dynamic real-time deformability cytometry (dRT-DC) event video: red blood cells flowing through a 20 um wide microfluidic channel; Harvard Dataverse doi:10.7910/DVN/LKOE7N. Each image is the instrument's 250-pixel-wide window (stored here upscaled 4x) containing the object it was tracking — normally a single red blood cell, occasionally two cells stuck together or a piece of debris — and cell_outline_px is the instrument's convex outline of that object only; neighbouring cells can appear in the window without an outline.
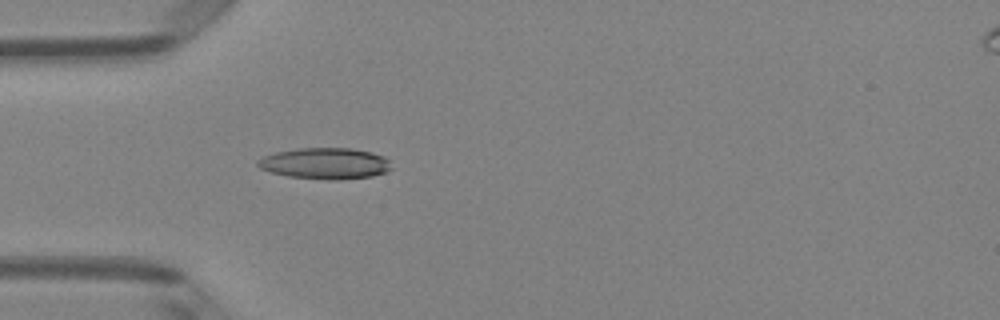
{"species": "Egyptian fruit bat (a non-hibernating species)", "species_latin": "Rousettus aegyptiacus", "temperature_condition": "room temperature", "stored_images_in_passage": 27, "camera_frame_rate_fps": 3000, "um_per_image_px": 0.085, "animal": {"sex": "female"}, "frame": {"image": 1, "passage_image": 6, "time_ms": 1.667, "image_size_px": [1000, 320], "cell_outline_px": [[392, 168], [388, 172], [372, 176], [336, 180], [288, 176], [272, 172], [260, 168], [256, 164], [256, 160], [264, 156], [276, 152], [296, 148], [352, 148], [372, 152], [384, 156], [388, 160]], "centroid_in_image_um": [27.66, 13.88], "position_along_channel_um": 57.3, "area_um2": 24.33}}
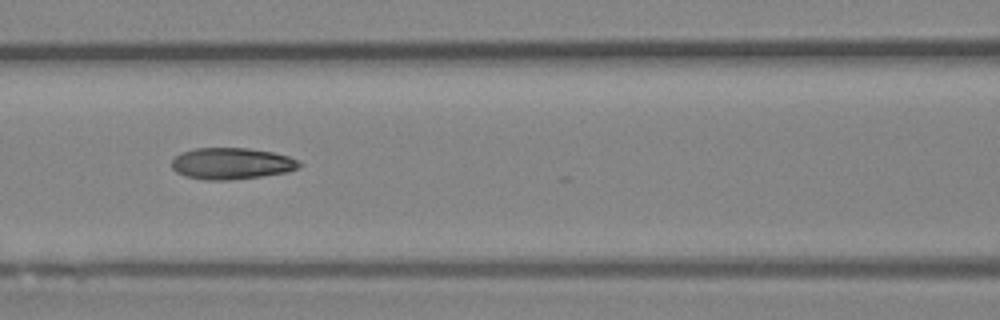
{"frame": {"image": 2, "passage_image": 13, "time_ms": 4.0, "image_size_px": [1000, 320], "cell_outline_px": [[304, 164], [300, 168], [288, 172], [260, 176], [228, 180], [208, 180], [184, 176], [176, 172], [172, 168], [172, 160], [180, 152], [196, 148], [248, 148], [272, 152], [288, 156]], "centroid_in_image_um": [19.69, 13.9], "position_along_channel_um": 146.9, "area_um2": 23.47}}
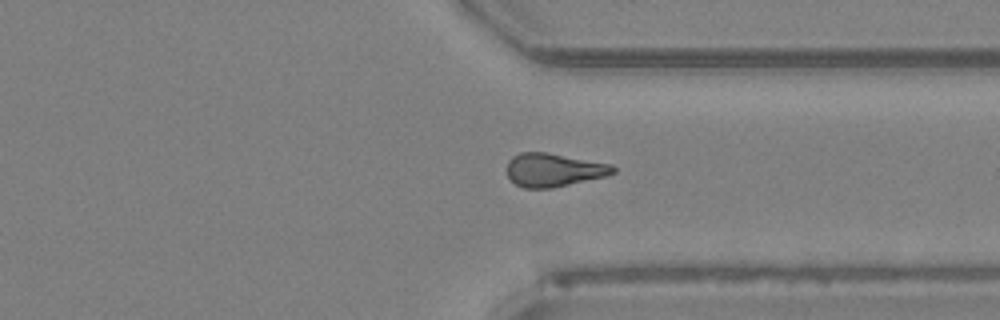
{"frame": {"image": 3, "passage_image": 26, "time_ms": 8.333, "image_size_px": [1000, 320], "cell_outline_px": [[616, 172], [608, 176], [552, 188], [524, 188], [516, 184], [508, 176], [508, 160], [512, 156], [520, 152], [548, 152], [612, 164], [616, 168]], "centroid_in_image_um": [47.1, 14.44], "position_along_channel_um": 364.3, "area_um2": 20.81}}